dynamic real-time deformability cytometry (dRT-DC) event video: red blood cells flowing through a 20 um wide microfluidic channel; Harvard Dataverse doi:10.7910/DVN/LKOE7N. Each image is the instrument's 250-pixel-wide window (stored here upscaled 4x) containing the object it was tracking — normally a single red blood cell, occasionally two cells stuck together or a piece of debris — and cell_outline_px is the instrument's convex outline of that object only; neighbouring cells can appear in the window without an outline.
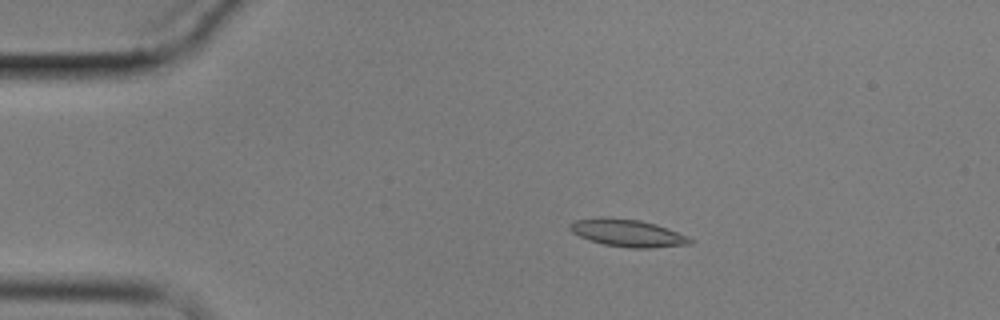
{"species": "common noctule bat (a hibernating species)", "species_latin": "Nyctalus noctula", "temperature_condition": "cold", "stored_images_in_passage": 7, "camera_frame_rate_fps": 3000, "um_per_image_px": 0.085, "animal": {"sex": "male", "body_mass_g": 17.9}, "frame": {"image": 1, "passage_image": 2, "time_ms": 1.0, "image_size_px": [1000, 320], "cell_outline_px": [[696, 240], [692, 244], [652, 248], [632, 248], [604, 244], [588, 240], [572, 232], [568, 228], [568, 224], [576, 220], [604, 216], [640, 220], [656, 224], [668, 228], [688, 236]], "centroid_in_image_um": [53.37, 19.8], "position_along_channel_um": 31.6, "area_um2": 19.42}}
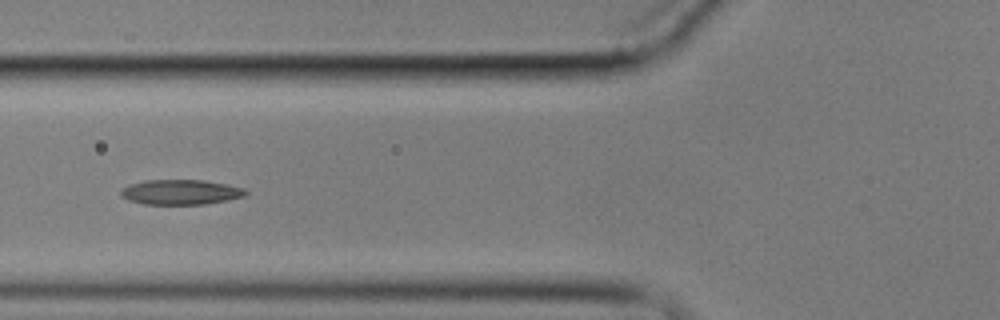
{"frame": {"image": 2, "passage_image": 5, "time_ms": 4.667, "image_size_px": [1000, 320], "cell_outline_px": [[248, 192], [244, 196], [228, 200], [204, 204], [144, 204], [128, 200], [120, 196], [120, 192], [128, 184], [144, 180], [204, 180], [244, 188]], "centroid_in_image_um": [15.33, 16.33], "position_along_channel_um": 110.5, "area_um2": 18.15}}
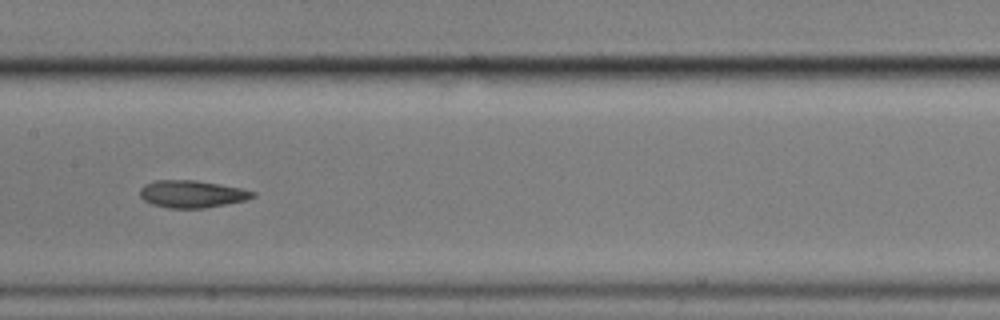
{"frame": {"image": 3, "passage_image": 7, "time_ms": 7.0, "image_size_px": [1000, 320], "cell_outline_px": [[256, 196], [244, 200], [204, 208], [168, 208], [152, 204], [144, 200], [140, 196], [140, 188], [144, 184], [156, 180], [196, 180], [220, 184], [240, 188], [256, 192]], "centroid_in_image_um": [16.29, 16.48], "position_along_channel_um": 191.1, "area_um2": 17.86}}